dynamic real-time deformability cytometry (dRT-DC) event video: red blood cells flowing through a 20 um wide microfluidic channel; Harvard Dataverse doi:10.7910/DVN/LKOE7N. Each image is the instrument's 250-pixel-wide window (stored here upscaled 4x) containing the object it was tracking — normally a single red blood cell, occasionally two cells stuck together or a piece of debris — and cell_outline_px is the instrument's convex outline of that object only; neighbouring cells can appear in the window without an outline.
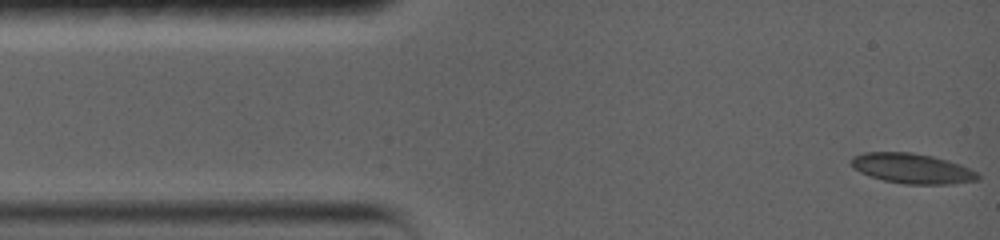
{"species": "common noctule bat (a hibernating species)", "species_latin": "Nyctalus noctula", "temperature_condition": "warm", "stored_images_in_passage": 47, "camera_frame_rate_fps": 5000, "um_per_image_px": 0.085, "animal": {"sex": "female", "body_mass_g": 19.0, "forearm_length_mm": 56.7}, "frame": {"image": 1, "passage_image": 1, "time_ms": 0.0, "image_size_px": [1000, 240], "cell_outline_px": [[980, 180], [948, 184], [904, 184], [884, 180], [860, 172], [848, 164], [852, 156], [864, 152], [912, 152], [932, 156], [948, 160], [960, 164], [976, 172], [980, 176]], "centroid_in_image_um": [77.51, 14.31], "position_along_channel_um": 7.5, "area_um2": 22.25}}
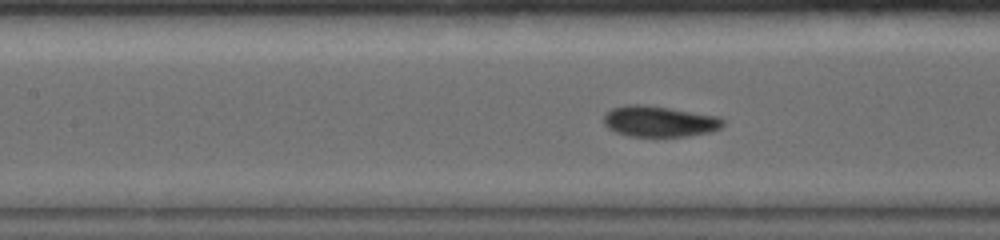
{"frame": {"image": 2, "passage_image": 20, "time_ms": 6.0, "image_size_px": [1000, 240], "cell_outline_px": [[724, 124], [720, 128], [712, 132], [688, 136], [628, 136], [616, 132], [608, 128], [604, 124], [604, 116], [612, 108], [624, 104], [644, 104], [720, 116], [724, 120]], "centroid_in_image_um": [56.06, 10.31], "position_along_channel_um": 151.3, "area_um2": 21.62}}
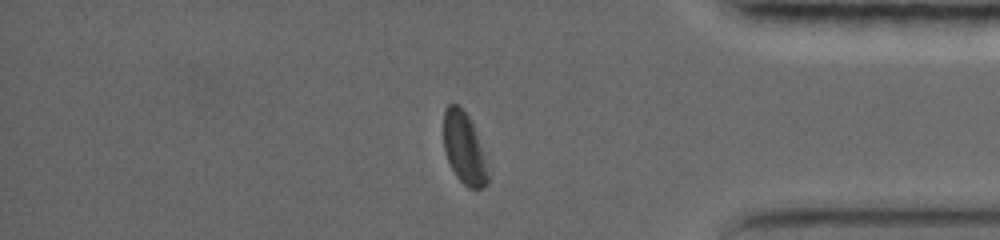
{"frame": {"image": 3, "passage_image": 41, "time_ms": 13.2, "image_size_px": [1000, 240], "cell_outline_px": [[488, 184], [480, 188], [468, 188], [456, 176], [448, 160], [444, 148], [444, 112], [448, 104], [456, 104], [468, 116], [472, 124], [480, 148], [488, 176]], "centroid_in_image_um": [39.41, 12.62], "position_along_channel_um": 395.8, "area_um2": 17.63}, "authors_computed_cell_mechanics": {"area_um2": 21.4438, "velocity_mm_per_s": 3.648, "shape_relaxation_time_tau1_ms": 4.8936, "shape_relaxation_time_tau2_ms": 1.4584, "deformation_change_tau1": 0.1626, "deformation_change_tau2": 0.0338}}